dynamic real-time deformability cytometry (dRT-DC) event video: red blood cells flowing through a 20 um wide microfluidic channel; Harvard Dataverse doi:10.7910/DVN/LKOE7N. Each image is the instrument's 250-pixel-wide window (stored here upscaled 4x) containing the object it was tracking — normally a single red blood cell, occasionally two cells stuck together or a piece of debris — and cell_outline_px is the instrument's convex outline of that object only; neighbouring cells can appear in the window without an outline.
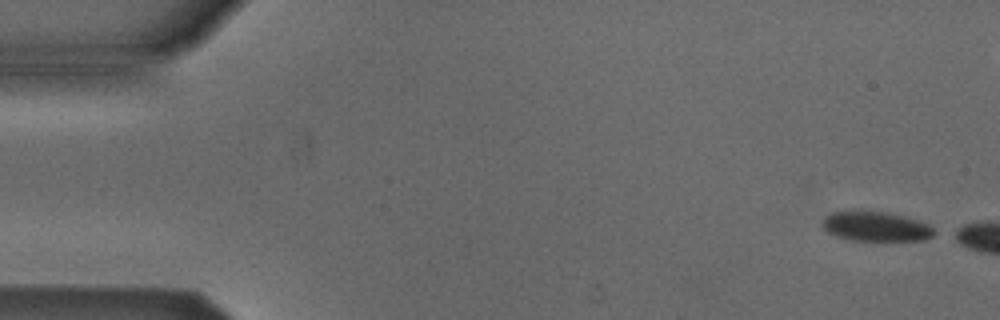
{"species": "Egyptian fruit bat (a non-hibernating species)", "species_latin": "Rousettus aegyptiacus", "temperature_condition": "cold", "stored_images_in_passage": 4, "camera_frame_rate_fps": 3000, "um_per_image_px": 0.085, "animal": {"sex": "male"}, "frame": {"image": 1, "passage_image": 1, "time_ms": 0.0, "image_size_px": [1000, 320], "cell_outline_px": [[940, 232], [924, 240], [852, 240], [836, 236], [828, 232], [820, 224], [832, 212], [884, 212], [916, 220], [928, 224]], "centroid_in_image_um": [74.5, 19.27], "position_along_channel_um": 10.5, "area_um2": 18.84}}